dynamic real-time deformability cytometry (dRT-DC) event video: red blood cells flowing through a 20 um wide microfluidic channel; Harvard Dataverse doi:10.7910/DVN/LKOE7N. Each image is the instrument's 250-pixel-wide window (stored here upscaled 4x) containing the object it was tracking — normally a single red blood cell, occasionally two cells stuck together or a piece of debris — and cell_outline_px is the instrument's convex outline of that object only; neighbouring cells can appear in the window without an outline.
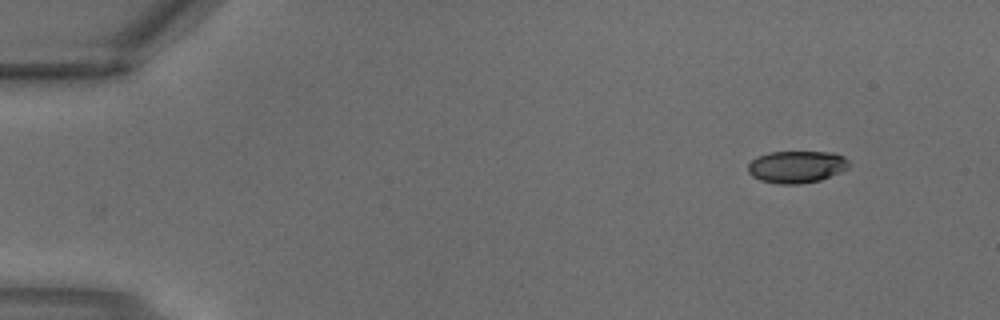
{"species": "common noctule bat (a hibernating species)", "species_latin": "Nyctalus noctula", "temperature_condition": "warm", "stored_images_in_passage": 2, "camera_frame_rate_fps": 3000, "um_per_image_px": 0.085, "animal": {"sex": "male", "body_mass_g": 18.8}, "frame": {"image": 1, "passage_image": 1, "time_ms": 0.0, "image_size_px": [1000, 320], "cell_outline_px": [[852, 164], [848, 168], [840, 172], [820, 180], [800, 184], [780, 184], [760, 180], [752, 176], [748, 172], [748, 164], [756, 156], [768, 152], [832, 152], [844, 156]], "centroid_in_image_um": [67.72, 14.17], "position_along_channel_um": 17.3, "area_um2": 19.07}}
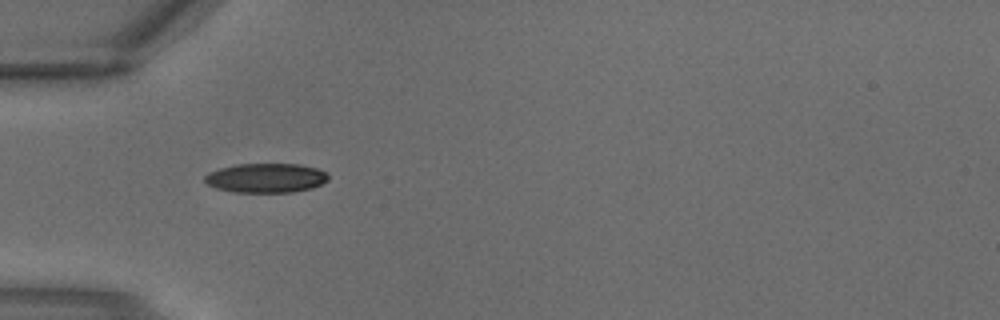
{"frame": {"image": 2, "passage_image": 2, "time_ms": 0.333, "image_size_px": [1000, 320], "cell_outline_px": [[328, 180], [312, 188], [292, 192], [232, 192], [216, 188], [208, 184], [204, 180], [204, 176], [208, 172], [220, 168], [236, 164], [300, 164], [316, 168], [324, 172], [328, 176]], "centroid_in_image_um": [22.58, 15.12], "position_along_channel_um": 62.4, "area_um2": 21.1}}